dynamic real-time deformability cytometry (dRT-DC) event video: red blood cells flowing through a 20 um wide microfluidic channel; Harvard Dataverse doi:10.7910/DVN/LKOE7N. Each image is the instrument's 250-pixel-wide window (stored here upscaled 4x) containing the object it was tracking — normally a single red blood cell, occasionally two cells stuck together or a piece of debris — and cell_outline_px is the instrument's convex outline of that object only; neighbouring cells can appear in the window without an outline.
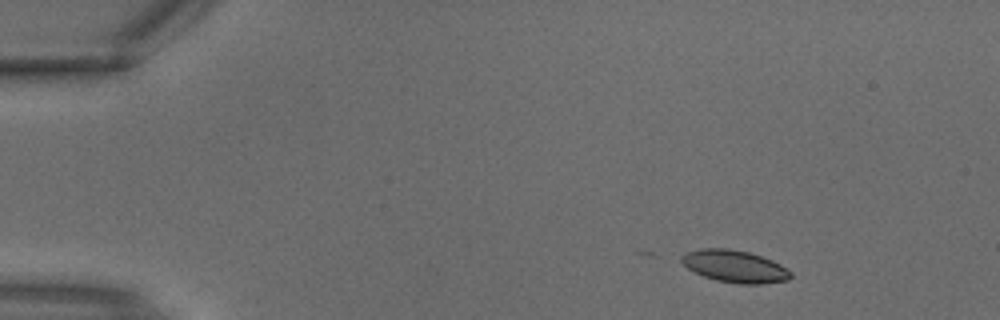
{"species": "common noctule bat (a hibernating species)", "species_latin": "Nyctalus noctula", "temperature_condition": "warm", "stored_images_in_passage": 3, "camera_frame_rate_fps": 3000, "um_per_image_px": 0.085, "animal": {"sex": "male", "body_mass_g": 18.8}, "frame": {"image": 1, "passage_image": 1, "time_ms": 0.0, "image_size_px": [1000, 320], "cell_outline_px": [[792, 276], [788, 280], [764, 284], [740, 284], [716, 280], [704, 276], [688, 268], [680, 260], [680, 256], [684, 252], [700, 248], [728, 248], [748, 252], [772, 260], [780, 264], [792, 272]], "centroid_in_image_um": [62.45, 22.63], "position_along_channel_um": 22.6, "area_um2": 20.58}}